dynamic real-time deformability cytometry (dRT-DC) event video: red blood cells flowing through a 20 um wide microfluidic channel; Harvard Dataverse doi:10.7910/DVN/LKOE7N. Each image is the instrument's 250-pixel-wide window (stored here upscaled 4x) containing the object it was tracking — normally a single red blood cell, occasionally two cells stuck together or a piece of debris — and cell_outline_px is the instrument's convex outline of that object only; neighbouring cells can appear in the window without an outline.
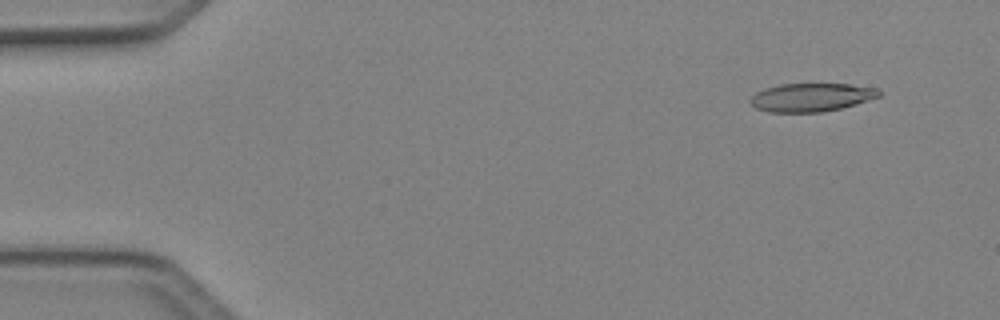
{"species": "Egyptian fruit bat (a non-hibernating species)", "species_latin": "Rousettus aegyptiacus", "temperature_condition": "cold", "stored_images_in_passage": 7, "camera_frame_rate_fps": 3000, "um_per_image_px": 0.085, "animal": {"sex": "female"}, "frame": {"image": 1, "passage_image": 2, "time_ms": 0.333, "image_size_px": [1000, 320], "cell_outline_px": [[880, 96], [856, 104], [824, 112], [768, 112], [756, 108], [748, 100], [756, 92], [780, 84], [848, 84], [880, 88]], "centroid_in_image_um": [68.98, 8.27], "position_along_channel_um": 16.0, "area_um2": 21.21}}
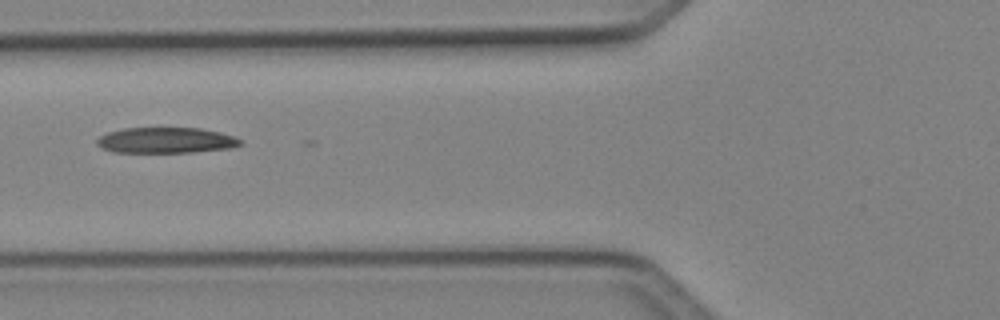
{"frame": {"image": 2, "passage_image": 6, "time_ms": 1.667, "image_size_px": [1000, 320], "cell_outline_px": [[244, 144], [232, 148], [192, 152], [112, 152], [96, 144], [96, 140], [100, 136], [108, 132], [124, 128], [200, 128], [220, 132], [236, 136], [244, 140]], "centroid_in_image_um": [14.18, 11.92], "position_along_channel_um": 111.6, "area_um2": 21.68}}
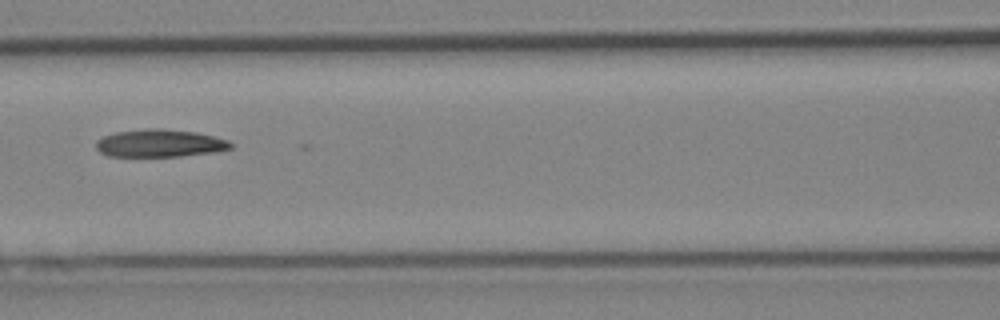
{"frame": {"image": 3, "passage_image": 7, "time_ms": 2.0, "image_size_px": [1000, 320], "cell_outline_px": [[232, 148], [216, 152], [180, 156], [108, 156], [100, 152], [96, 148], [96, 140], [104, 136], [116, 132], [144, 128], [160, 128], [196, 132], [216, 136], [228, 140], [232, 144]], "centroid_in_image_um": [13.6, 12.17], "position_along_channel_um": 153.0, "area_um2": 21.85}}